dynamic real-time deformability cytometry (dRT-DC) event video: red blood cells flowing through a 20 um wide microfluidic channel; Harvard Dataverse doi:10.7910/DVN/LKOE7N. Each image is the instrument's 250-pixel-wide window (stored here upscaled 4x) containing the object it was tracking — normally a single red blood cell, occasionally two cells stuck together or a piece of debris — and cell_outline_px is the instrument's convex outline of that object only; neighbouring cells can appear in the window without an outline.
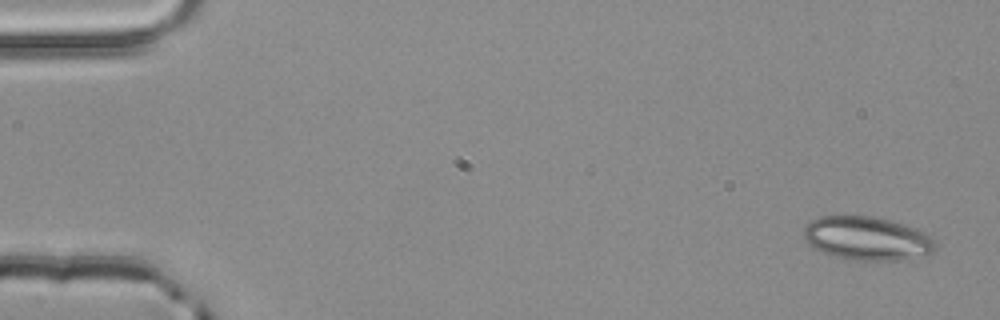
{"species": "common noctule bat (a hibernating species)", "species_latin": "Nyctalus noctula", "temperature_condition": "room temperature", "stored_images_in_passage": 4, "camera_frame_rate_fps": 3000, "um_per_image_px": 0.085, "animal": {"sex": "male", "body_mass_g": 20.4}, "frame": {"image": 1, "passage_image": 1, "time_ms": 0.0, "image_size_px": [1000, 320], "cell_outline_px": [[936, 252], [928, 256], [896, 260], [848, 260], [824, 252], [808, 244], [804, 240], [804, 228], [812, 220], [820, 216], [872, 216], [888, 220], [916, 228], [932, 236], [936, 244]], "centroid_in_image_um": [73.76, 20.28], "position_along_channel_um": 11.2, "area_um2": 33.58}}